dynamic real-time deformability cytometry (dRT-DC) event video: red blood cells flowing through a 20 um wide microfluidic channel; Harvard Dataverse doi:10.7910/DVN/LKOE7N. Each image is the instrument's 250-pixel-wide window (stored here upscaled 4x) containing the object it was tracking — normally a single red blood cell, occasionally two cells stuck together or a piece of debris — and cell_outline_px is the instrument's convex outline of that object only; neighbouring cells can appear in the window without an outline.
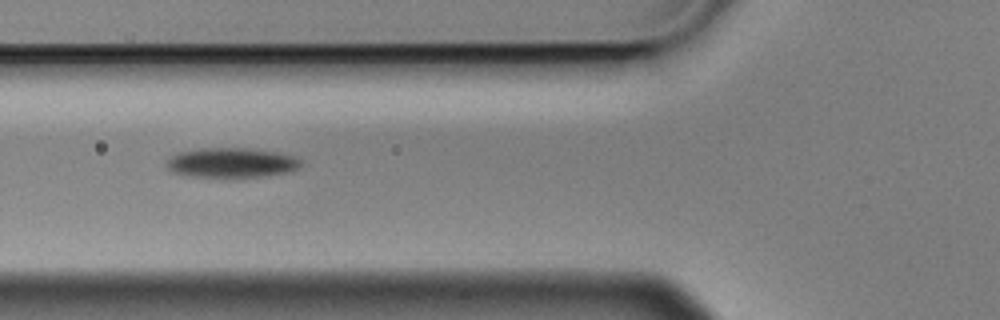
{"species": "Egyptian fruit bat (a non-hibernating species)", "species_latin": "Rousettus aegyptiacus", "temperature_condition": "cold", "stored_images_in_passage": 6, "camera_frame_rate_fps": 3000, "um_per_image_px": 0.085, "animal": {"sex": "male"}, "frame": {"image": 1, "passage_image": 6, "time_ms": 1.667, "image_size_px": [1000, 320], "cell_outline_px": [[300, 164], [292, 172], [264, 176], [196, 176], [172, 172], [164, 164], [172, 156], [180, 152], [200, 148], [244, 148], [276, 152], [292, 156], [300, 160]], "centroid_in_image_um": [19.67, 13.82], "position_along_channel_um": 106.1, "area_um2": 22.77}}